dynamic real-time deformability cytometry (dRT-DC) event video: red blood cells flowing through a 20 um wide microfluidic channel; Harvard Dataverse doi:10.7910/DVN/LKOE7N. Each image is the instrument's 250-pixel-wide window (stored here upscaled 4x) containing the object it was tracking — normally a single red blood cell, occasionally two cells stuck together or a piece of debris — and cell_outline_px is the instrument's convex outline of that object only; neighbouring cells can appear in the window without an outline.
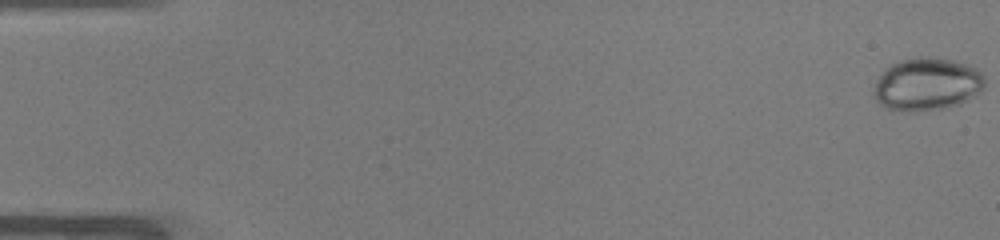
{"species": "common noctule bat (a hibernating species)", "species_latin": "Nyctalus noctula", "temperature_condition": "warm", "stored_images_in_passage": 52, "camera_frame_rate_fps": 3000, "um_per_image_px": 0.085, "animal": {"sex": "male", "body_mass_g": 19.0, "forearm_length_mm": 50.8}, "frame": {"image": 1, "passage_image": 1, "time_ms": 0.0, "image_size_px": [1000, 240], "cell_outline_px": [[984, 88], [980, 92], [960, 104], [944, 108], [916, 112], [908, 112], [888, 108], [880, 104], [872, 96], [872, 92], [876, 80], [892, 64], [916, 56], [924, 56], [952, 60], [976, 68], [984, 76]], "centroid_in_image_um": [78.79, 7.18], "position_along_channel_um": 6.2, "area_um2": 34.1}}
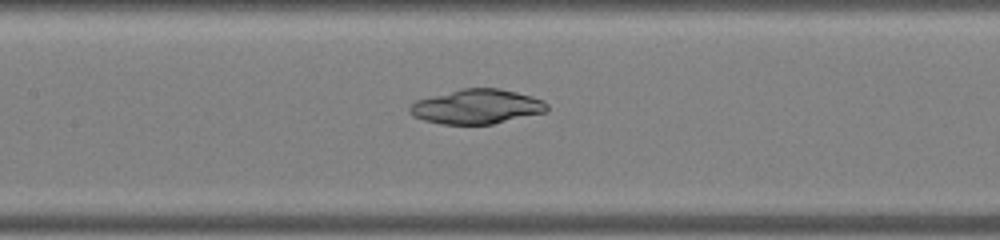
{"frame": {"image": 2, "passage_image": 25, "time_ms": 8.0, "image_size_px": [1000, 240], "cell_outline_px": [[548, 108], [544, 112], [492, 124], [440, 124], [424, 120], [412, 116], [408, 112], [408, 108], [416, 100], [460, 88], [500, 88], [532, 96], [544, 100], [548, 104]], "centroid_in_image_um": [40.5, 9.05], "position_along_channel_um": 166.9, "area_um2": 27.69}}
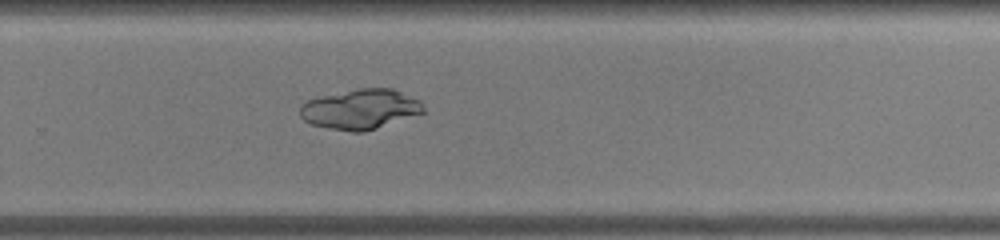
{"frame": {"image": 3, "passage_image": 35, "time_ms": 11.333, "image_size_px": [1000, 240], "cell_outline_px": [[424, 112], [364, 132], [352, 132], [312, 124], [304, 120], [300, 116], [300, 104], [308, 100], [320, 96], [356, 88], [392, 88], [420, 100], [424, 108]], "centroid_in_image_um": [30.62, 9.26], "position_along_channel_um": 299.2, "area_um2": 28.55}}